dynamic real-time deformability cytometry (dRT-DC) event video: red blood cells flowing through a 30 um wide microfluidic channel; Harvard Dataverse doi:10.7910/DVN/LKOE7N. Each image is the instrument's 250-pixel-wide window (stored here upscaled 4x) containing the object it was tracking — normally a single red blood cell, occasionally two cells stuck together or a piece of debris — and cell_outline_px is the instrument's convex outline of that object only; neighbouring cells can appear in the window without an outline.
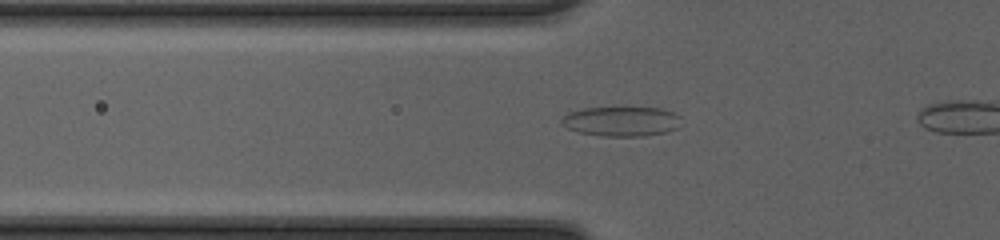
{"species": "common noctule bat (a hibernating species)", "species_latin": "Nyctalus noctula", "temperature_condition": "cold", "stored_images_in_passage": 28, "camera_frame_rate_fps": 3000, "um_per_image_px": 0.085, "animal": {"sex": "female", "body_mass_g": 20.0, "forearm_length_mm": 54.0}, "frame": {"image": 1, "passage_image": 8, "time_ms": 2.333, "image_size_px": [1000, 240], "cell_outline_px": [[684, 124], [676, 128], [664, 132], [644, 136], [600, 136], [580, 132], [568, 128], [560, 124], [560, 120], [568, 112], [584, 108], [660, 108], [672, 112], [680, 116]], "centroid_in_image_um": [52.83, 10.32], "position_along_channel_um": 73.0, "area_um2": 20.75}}
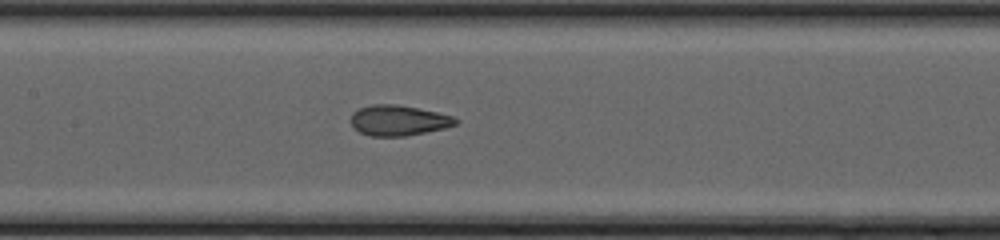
{"frame": {"image": 2, "passage_image": 15, "time_ms": 4.667, "image_size_px": [1000, 240], "cell_outline_px": [[460, 120], [456, 124], [444, 128], [404, 136], [368, 136], [352, 128], [348, 120], [352, 112], [360, 108], [372, 104], [396, 104], [436, 112], [452, 116]], "centroid_in_image_um": [33.79, 10.23], "position_along_channel_um": 173.6, "area_um2": 18.67}}
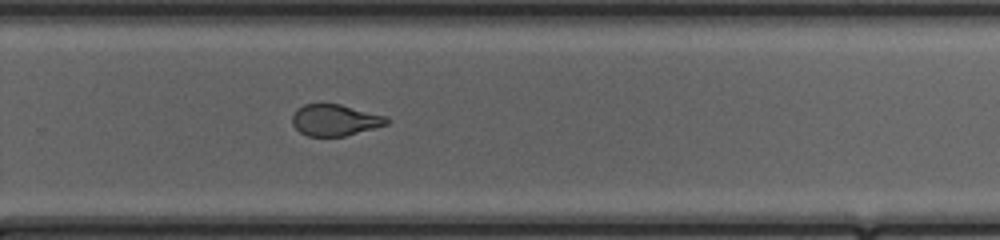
{"frame": {"image": 3, "passage_image": 24, "time_ms": 7.667, "image_size_px": [1000, 240], "cell_outline_px": [[388, 124], [344, 136], [308, 136], [300, 132], [292, 124], [292, 116], [296, 108], [304, 104], [340, 104], [388, 116]], "centroid_in_image_um": [28.46, 10.2], "position_along_channel_um": 301.3, "area_um2": 17.28}}